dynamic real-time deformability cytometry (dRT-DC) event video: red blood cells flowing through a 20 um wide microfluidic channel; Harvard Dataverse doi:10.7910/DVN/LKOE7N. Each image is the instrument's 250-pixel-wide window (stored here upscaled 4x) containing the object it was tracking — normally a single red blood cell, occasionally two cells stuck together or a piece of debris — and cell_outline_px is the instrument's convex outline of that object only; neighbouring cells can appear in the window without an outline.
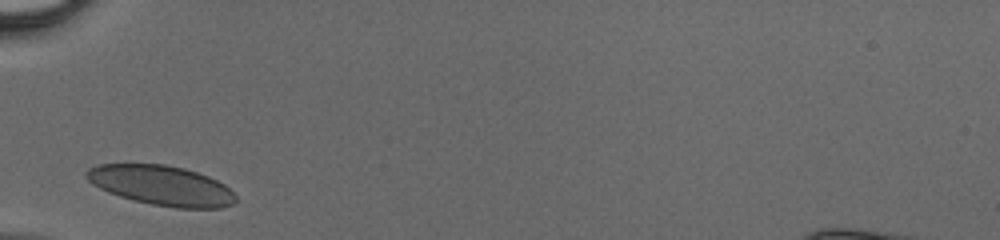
{"species": "human", "species_latin": "Homo sapiens", "temperature_condition": "cold", "stored_images_in_passage": 23, "camera_frame_rate_fps": 3000, "um_per_image_px": 0.085, "donor": {"sex": "male"}, "frame": {"image": 1, "passage_image": 1, "time_ms": 0.0, "image_size_px": [1000, 240], "cell_outline_px": [[236, 200], [232, 204], [220, 208], [176, 208], [152, 204], [120, 196], [108, 192], [92, 184], [84, 176], [84, 172], [88, 168], [100, 164], [164, 164], [184, 168], [208, 176], [224, 184], [236, 196]], "centroid_in_image_um": [13.7, 15.75], "position_along_channel_um": 71.3, "area_um2": 34.51}}
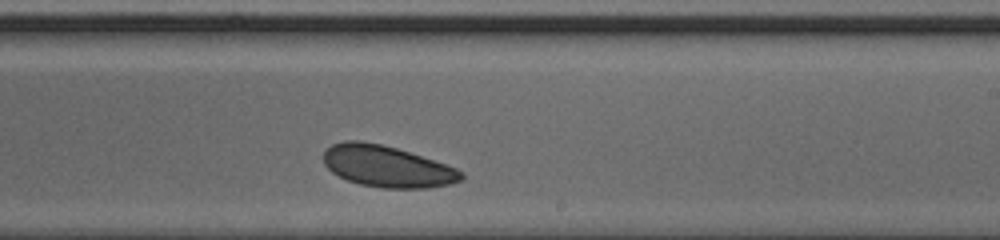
{"frame": {"image": 2, "passage_image": 14, "time_ms": 4.333, "image_size_px": [1000, 240], "cell_outline_px": [[464, 176], [460, 180], [448, 184], [428, 188], [384, 188], [360, 184], [348, 180], [332, 172], [324, 164], [324, 152], [332, 144], [344, 140], [360, 140], [380, 144], [396, 148], [456, 168], [464, 172]], "centroid_in_image_um": [32.87, 14.14], "position_along_channel_um": 256.1, "area_um2": 32.89}}
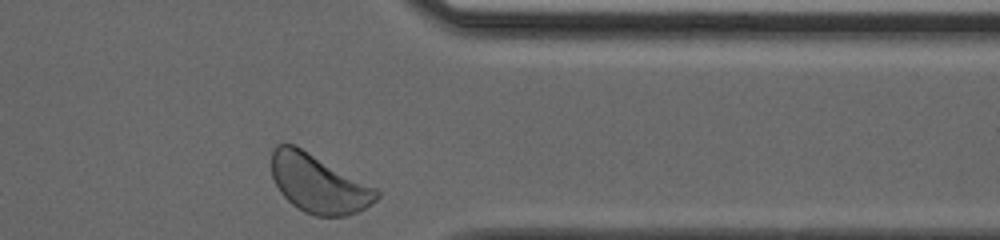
{"frame": {"image": 3, "passage_image": 23, "time_ms": 7.333, "image_size_px": [1000, 240], "cell_outline_px": [[380, 196], [376, 200], [364, 208], [348, 216], [316, 216], [304, 212], [292, 204], [280, 192], [272, 176], [272, 148], [276, 144], [296, 144], [376, 188], [380, 192]], "centroid_in_image_um": [27.06, 15.59], "position_along_channel_um": 384.3, "area_um2": 35.78}}